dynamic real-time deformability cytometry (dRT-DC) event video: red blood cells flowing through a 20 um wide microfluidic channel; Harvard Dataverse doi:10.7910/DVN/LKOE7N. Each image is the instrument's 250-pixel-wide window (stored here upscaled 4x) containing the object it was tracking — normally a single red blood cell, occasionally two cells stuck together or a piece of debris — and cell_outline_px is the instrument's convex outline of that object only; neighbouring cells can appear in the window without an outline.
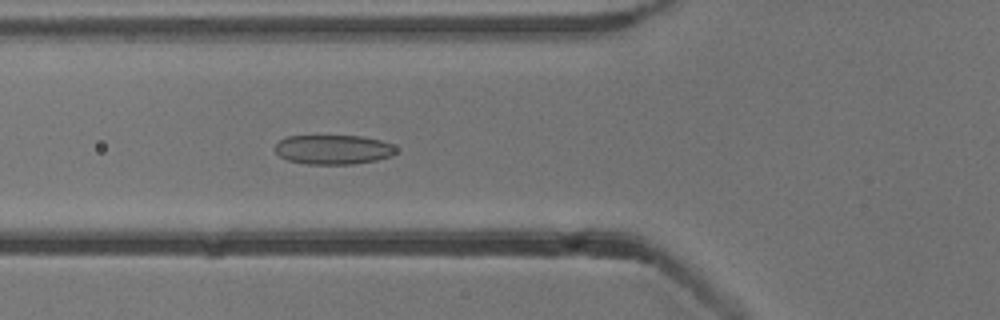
{"species": "common noctule bat (a hibernating species)", "species_latin": "Nyctalus noctula", "temperature_condition": "cold", "stored_images_in_passage": 54, "camera_frame_rate_fps": 3000, "um_per_image_px": 0.085, "animal": {"sex": "male", "body_mass_g": 13.3}, "frame": {"image": 1, "passage_image": 20, "time_ms": 6.333, "image_size_px": [1000, 320], "cell_outline_px": [[396, 152], [392, 156], [376, 160], [352, 164], [304, 164], [288, 160], [280, 156], [272, 148], [280, 140], [288, 136], [360, 136], [380, 140], [392, 144], [396, 148]], "centroid_in_image_um": [28.31, 12.71], "position_along_channel_um": 97.5, "area_um2": 20.81}}
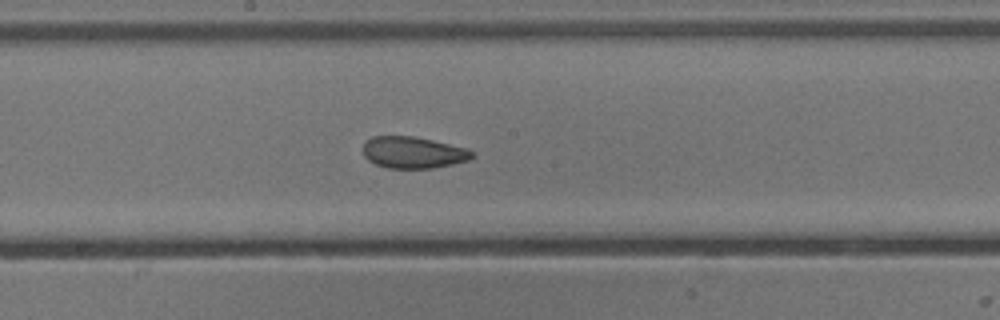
{"frame": {"image": 2, "passage_image": 29, "time_ms": 9.333, "image_size_px": [1000, 320], "cell_outline_px": [[476, 156], [468, 160], [452, 164], [432, 168], [388, 168], [376, 164], [368, 160], [364, 156], [364, 144], [372, 136], [412, 136], [432, 140], [464, 148], [472, 152]], "centroid_in_image_um": [35.1, 12.96], "position_along_channel_um": 213.1, "area_um2": 19.83}}
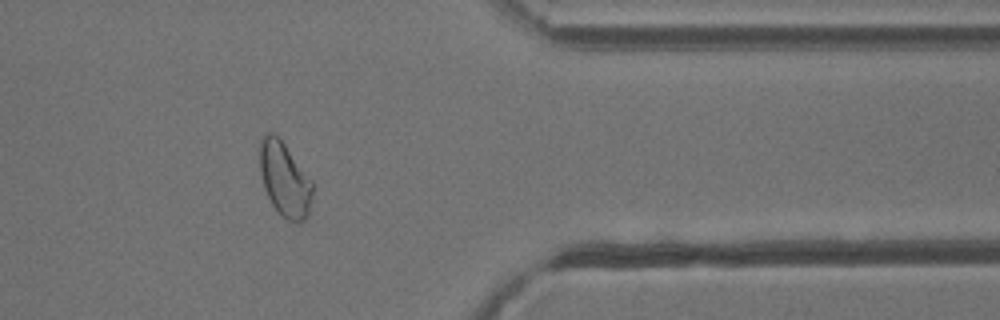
{"frame": {"image": 3, "passage_image": 44, "time_ms": 14.333, "image_size_px": [1000, 320], "cell_outline_px": [[312, 200], [308, 216], [300, 224], [296, 224], [280, 216], [276, 212], [264, 188], [260, 172], [260, 140], [268, 132], [272, 132], [284, 144], [312, 180]], "centroid_in_image_um": [24.21, 15.32], "position_along_channel_um": 387.2, "area_um2": 22.95}, "authors_computed_cell_mechanics": {"area_um2": 22.4264, "velocity_mm_per_s": 3.8293, "shape_relaxation_time_tau1_ms": 8.517, "shape_relaxation_time_tau2_ms": 2.4111, "deformation_change_tau1": 0.1628, "deformation_change_tau2": 0.0682}}